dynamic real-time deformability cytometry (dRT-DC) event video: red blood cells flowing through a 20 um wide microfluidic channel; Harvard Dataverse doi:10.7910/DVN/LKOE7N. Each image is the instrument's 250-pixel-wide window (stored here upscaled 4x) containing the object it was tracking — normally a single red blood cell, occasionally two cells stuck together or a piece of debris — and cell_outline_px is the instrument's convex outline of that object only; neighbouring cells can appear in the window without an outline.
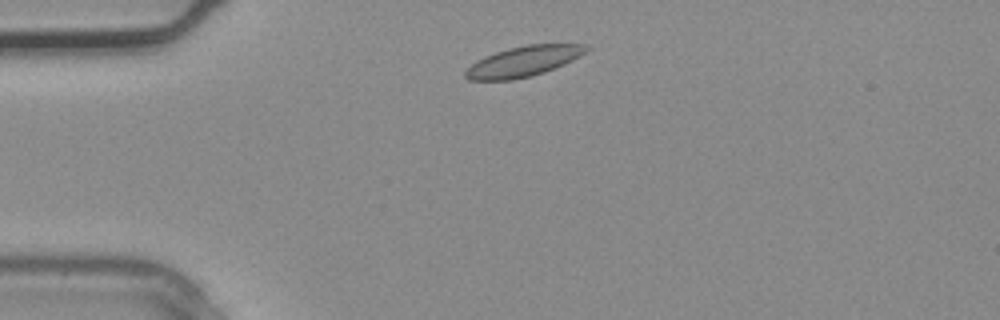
{"species": "common noctule bat (a hibernating species)", "species_latin": "Nyctalus noctula", "temperature_condition": "warm", "stored_images_in_passage": 4, "camera_frame_rate_fps": 3000, "um_per_image_px": 0.085, "animal": {"sex": "male", "body_mass_g": 20.4}, "frame": {"image": 1, "passage_image": 4, "time_ms": 1.0, "image_size_px": [1000, 320], "cell_outline_px": [[588, 48], [580, 56], [564, 64], [544, 72], [532, 76], [512, 80], [468, 80], [464, 76], [464, 72], [476, 60], [484, 56], [508, 48], [528, 44], [588, 44]], "centroid_in_image_um": [44.46, 5.22], "position_along_channel_um": 40.5, "area_um2": 21.33}}